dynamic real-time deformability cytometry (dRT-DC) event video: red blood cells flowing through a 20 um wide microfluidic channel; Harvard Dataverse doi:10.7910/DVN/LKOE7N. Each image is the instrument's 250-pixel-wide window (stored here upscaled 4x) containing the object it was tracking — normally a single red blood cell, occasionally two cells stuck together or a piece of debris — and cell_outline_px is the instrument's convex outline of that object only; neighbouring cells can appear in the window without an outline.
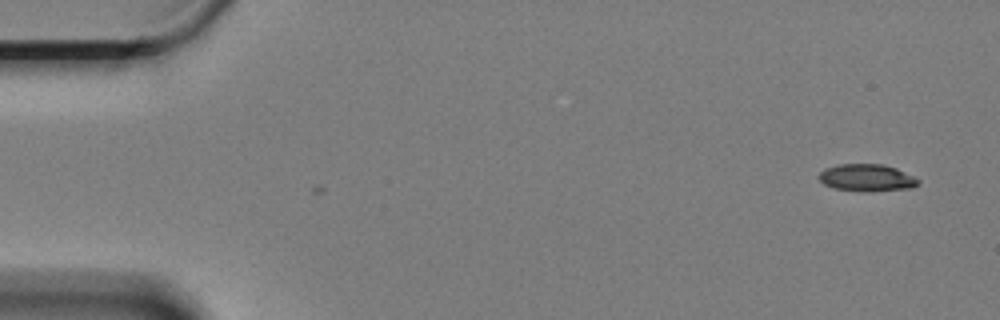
{"species": "Egyptian fruit bat (a non-hibernating species)", "species_latin": "Rousettus aegyptiacus", "temperature_condition": "cold", "stored_images_in_passage": 58, "camera_frame_rate_fps": 3000, "um_per_image_px": 0.085, "animal": {"sex": "female"}, "frame": {"image": 1, "passage_image": 1, "time_ms": 0.0, "image_size_px": [1000, 320], "cell_outline_px": [[920, 184], [912, 188], [872, 192], [864, 192], [832, 188], [824, 184], [816, 176], [824, 168], [836, 164], [884, 164], [896, 168], [920, 180]], "centroid_in_image_um": [73.66, 15.12], "position_along_channel_um": 11.3, "area_um2": 16.07}}
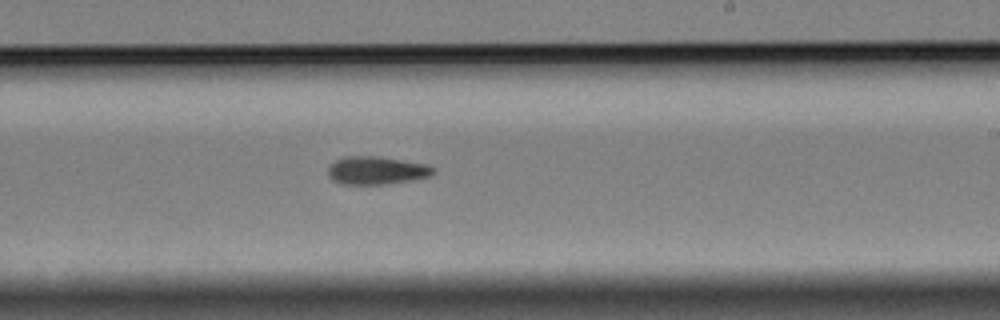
{"frame": {"image": 2, "passage_image": 34, "time_ms": 11.0, "image_size_px": [1000, 320], "cell_outline_px": [[436, 172], [432, 176], [412, 180], [384, 184], [340, 184], [332, 180], [328, 176], [328, 168], [336, 160], [344, 156], [376, 156], [424, 164], [432, 168]], "centroid_in_image_um": [31.97, 14.5], "position_along_channel_um": 257.0, "area_um2": 17.05}}
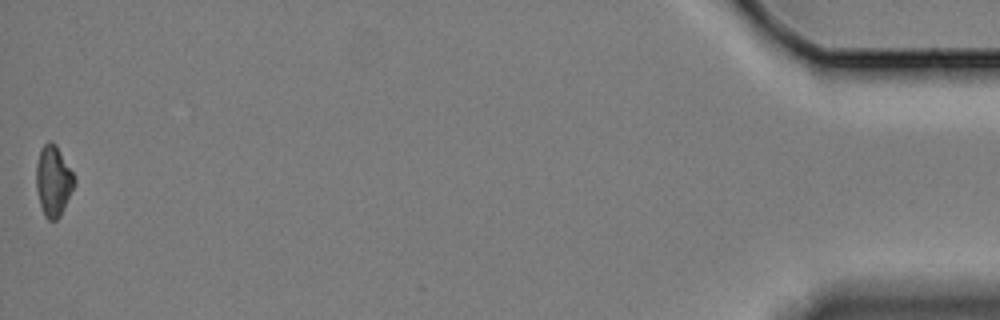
{"frame": {"image": 3, "passage_image": 58, "time_ms": 19.0, "image_size_px": [1000, 320], "cell_outline_px": [[76, 184], [60, 216], [56, 220], [48, 220], [44, 216], [40, 204], [36, 188], [36, 164], [40, 148], [48, 140], [52, 140], [56, 144], [72, 172], [76, 180]], "centroid_in_image_um": [4.53, 15.36], "position_along_channel_um": 430.7, "area_um2": 15.84}}